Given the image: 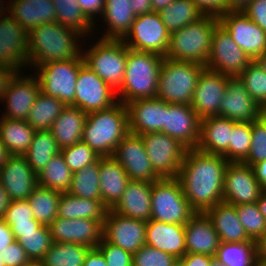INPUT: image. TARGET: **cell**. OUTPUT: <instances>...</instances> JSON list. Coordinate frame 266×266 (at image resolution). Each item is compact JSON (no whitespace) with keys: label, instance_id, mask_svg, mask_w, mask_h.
Instances as JSON below:
<instances>
[{"label":"cell","instance_id":"cell-45","mask_svg":"<svg viewBox=\"0 0 266 266\" xmlns=\"http://www.w3.org/2000/svg\"><path fill=\"white\" fill-rule=\"evenodd\" d=\"M73 172L65 163L61 153L56 154L37 174L38 184L51 190L68 192Z\"/></svg>","mask_w":266,"mask_h":266},{"label":"cell","instance_id":"cell-8","mask_svg":"<svg viewBox=\"0 0 266 266\" xmlns=\"http://www.w3.org/2000/svg\"><path fill=\"white\" fill-rule=\"evenodd\" d=\"M195 213L177 178H161L153 182L151 220L185 225Z\"/></svg>","mask_w":266,"mask_h":266},{"label":"cell","instance_id":"cell-41","mask_svg":"<svg viewBox=\"0 0 266 266\" xmlns=\"http://www.w3.org/2000/svg\"><path fill=\"white\" fill-rule=\"evenodd\" d=\"M159 15L170 33L204 17L192 0H175L162 9Z\"/></svg>","mask_w":266,"mask_h":266},{"label":"cell","instance_id":"cell-5","mask_svg":"<svg viewBox=\"0 0 266 266\" xmlns=\"http://www.w3.org/2000/svg\"><path fill=\"white\" fill-rule=\"evenodd\" d=\"M218 24V17L204 16L170 33L165 57L174 61L195 62L205 66L211 52L212 35Z\"/></svg>","mask_w":266,"mask_h":266},{"label":"cell","instance_id":"cell-51","mask_svg":"<svg viewBox=\"0 0 266 266\" xmlns=\"http://www.w3.org/2000/svg\"><path fill=\"white\" fill-rule=\"evenodd\" d=\"M266 160V112L252 122L251 146L243 163L253 166Z\"/></svg>","mask_w":266,"mask_h":266},{"label":"cell","instance_id":"cell-16","mask_svg":"<svg viewBox=\"0 0 266 266\" xmlns=\"http://www.w3.org/2000/svg\"><path fill=\"white\" fill-rule=\"evenodd\" d=\"M113 157L130 180L155 182L161 177L154 171L140 135L128 133L117 145Z\"/></svg>","mask_w":266,"mask_h":266},{"label":"cell","instance_id":"cell-47","mask_svg":"<svg viewBox=\"0 0 266 266\" xmlns=\"http://www.w3.org/2000/svg\"><path fill=\"white\" fill-rule=\"evenodd\" d=\"M250 96L266 112V72L253 60L238 76Z\"/></svg>","mask_w":266,"mask_h":266},{"label":"cell","instance_id":"cell-38","mask_svg":"<svg viewBox=\"0 0 266 266\" xmlns=\"http://www.w3.org/2000/svg\"><path fill=\"white\" fill-rule=\"evenodd\" d=\"M215 258L224 266H262L255 241L244 243L221 242Z\"/></svg>","mask_w":266,"mask_h":266},{"label":"cell","instance_id":"cell-57","mask_svg":"<svg viewBox=\"0 0 266 266\" xmlns=\"http://www.w3.org/2000/svg\"><path fill=\"white\" fill-rule=\"evenodd\" d=\"M242 12L266 32V0H253Z\"/></svg>","mask_w":266,"mask_h":266},{"label":"cell","instance_id":"cell-22","mask_svg":"<svg viewBox=\"0 0 266 266\" xmlns=\"http://www.w3.org/2000/svg\"><path fill=\"white\" fill-rule=\"evenodd\" d=\"M48 228L53 242L77 243L97 248L102 239L103 225L98 220L57 216Z\"/></svg>","mask_w":266,"mask_h":266},{"label":"cell","instance_id":"cell-70","mask_svg":"<svg viewBox=\"0 0 266 266\" xmlns=\"http://www.w3.org/2000/svg\"><path fill=\"white\" fill-rule=\"evenodd\" d=\"M259 211L265 217L266 220V194L263 192L259 199L256 201Z\"/></svg>","mask_w":266,"mask_h":266},{"label":"cell","instance_id":"cell-60","mask_svg":"<svg viewBox=\"0 0 266 266\" xmlns=\"http://www.w3.org/2000/svg\"><path fill=\"white\" fill-rule=\"evenodd\" d=\"M15 240L10 226L0 218V254L1 251L7 248Z\"/></svg>","mask_w":266,"mask_h":266},{"label":"cell","instance_id":"cell-75","mask_svg":"<svg viewBox=\"0 0 266 266\" xmlns=\"http://www.w3.org/2000/svg\"><path fill=\"white\" fill-rule=\"evenodd\" d=\"M210 266H224L215 257L211 260Z\"/></svg>","mask_w":266,"mask_h":266},{"label":"cell","instance_id":"cell-6","mask_svg":"<svg viewBox=\"0 0 266 266\" xmlns=\"http://www.w3.org/2000/svg\"><path fill=\"white\" fill-rule=\"evenodd\" d=\"M204 65L163 58L158 76L157 96L170 104L191 105Z\"/></svg>","mask_w":266,"mask_h":266},{"label":"cell","instance_id":"cell-77","mask_svg":"<svg viewBox=\"0 0 266 266\" xmlns=\"http://www.w3.org/2000/svg\"><path fill=\"white\" fill-rule=\"evenodd\" d=\"M174 266H183L179 261Z\"/></svg>","mask_w":266,"mask_h":266},{"label":"cell","instance_id":"cell-1","mask_svg":"<svg viewBox=\"0 0 266 266\" xmlns=\"http://www.w3.org/2000/svg\"><path fill=\"white\" fill-rule=\"evenodd\" d=\"M228 164L222 155L186 150L177 179L195 212L205 213L223 201L224 173Z\"/></svg>","mask_w":266,"mask_h":266},{"label":"cell","instance_id":"cell-52","mask_svg":"<svg viewBox=\"0 0 266 266\" xmlns=\"http://www.w3.org/2000/svg\"><path fill=\"white\" fill-rule=\"evenodd\" d=\"M175 256L145 244L133 254V266H174Z\"/></svg>","mask_w":266,"mask_h":266},{"label":"cell","instance_id":"cell-17","mask_svg":"<svg viewBox=\"0 0 266 266\" xmlns=\"http://www.w3.org/2000/svg\"><path fill=\"white\" fill-rule=\"evenodd\" d=\"M29 32L11 15L0 17V65L16 72L28 66Z\"/></svg>","mask_w":266,"mask_h":266},{"label":"cell","instance_id":"cell-4","mask_svg":"<svg viewBox=\"0 0 266 266\" xmlns=\"http://www.w3.org/2000/svg\"><path fill=\"white\" fill-rule=\"evenodd\" d=\"M163 58L159 54L127 47L124 80L116 91L118 102L126 104L137 99L155 98Z\"/></svg>","mask_w":266,"mask_h":266},{"label":"cell","instance_id":"cell-19","mask_svg":"<svg viewBox=\"0 0 266 266\" xmlns=\"http://www.w3.org/2000/svg\"><path fill=\"white\" fill-rule=\"evenodd\" d=\"M200 122L191 105L165 102L164 129L161 132L173 137L186 149H196L200 138Z\"/></svg>","mask_w":266,"mask_h":266},{"label":"cell","instance_id":"cell-10","mask_svg":"<svg viewBox=\"0 0 266 266\" xmlns=\"http://www.w3.org/2000/svg\"><path fill=\"white\" fill-rule=\"evenodd\" d=\"M169 40L170 32L157 12L136 16L130 31L122 39L129 49L163 57L168 50Z\"/></svg>","mask_w":266,"mask_h":266},{"label":"cell","instance_id":"cell-72","mask_svg":"<svg viewBox=\"0 0 266 266\" xmlns=\"http://www.w3.org/2000/svg\"><path fill=\"white\" fill-rule=\"evenodd\" d=\"M266 72V50L255 60Z\"/></svg>","mask_w":266,"mask_h":266},{"label":"cell","instance_id":"cell-66","mask_svg":"<svg viewBox=\"0 0 266 266\" xmlns=\"http://www.w3.org/2000/svg\"><path fill=\"white\" fill-rule=\"evenodd\" d=\"M10 198L0 183V218L4 217L5 211L9 207Z\"/></svg>","mask_w":266,"mask_h":266},{"label":"cell","instance_id":"cell-73","mask_svg":"<svg viewBox=\"0 0 266 266\" xmlns=\"http://www.w3.org/2000/svg\"><path fill=\"white\" fill-rule=\"evenodd\" d=\"M25 266H45L41 260H30Z\"/></svg>","mask_w":266,"mask_h":266},{"label":"cell","instance_id":"cell-25","mask_svg":"<svg viewBox=\"0 0 266 266\" xmlns=\"http://www.w3.org/2000/svg\"><path fill=\"white\" fill-rule=\"evenodd\" d=\"M129 133L141 135L164 129L165 101L155 98L137 99L125 104Z\"/></svg>","mask_w":266,"mask_h":266},{"label":"cell","instance_id":"cell-64","mask_svg":"<svg viewBox=\"0 0 266 266\" xmlns=\"http://www.w3.org/2000/svg\"><path fill=\"white\" fill-rule=\"evenodd\" d=\"M131 10L135 15H143L152 12V0H131Z\"/></svg>","mask_w":266,"mask_h":266},{"label":"cell","instance_id":"cell-36","mask_svg":"<svg viewBox=\"0 0 266 266\" xmlns=\"http://www.w3.org/2000/svg\"><path fill=\"white\" fill-rule=\"evenodd\" d=\"M36 130L26 120L0 119V140L10 155H24L31 145Z\"/></svg>","mask_w":266,"mask_h":266},{"label":"cell","instance_id":"cell-13","mask_svg":"<svg viewBox=\"0 0 266 266\" xmlns=\"http://www.w3.org/2000/svg\"><path fill=\"white\" fill-rule=\"evenodd\" d=\"M116 103H118L116 90L83 62L78 72L72 106L89 114L109 109Z\"/></svg>","mask_w":266,"mask_h":266},{"label":"cell","instance_id":"cell-26","mask_svg":"<svg viewBox=\"0 0 266 266\" xmlns=\"http://www.w3.org/2000/svg\"><path fill=\"white\" fill-rule=\"evenodd\" d=\"M187 253L216 256L221 241L206 213L196 212L184 225Z\"/></svg>","mask_w":266,"mask_h":266},{"label":"cell","instance_id":"cell-74","mask_svg":"<svg viewBox=\"0 0 266 266\" xmlns=\"http://www.w3.org/2000/svg\"><path fill=\"white\" fill-rule=\"evenodd\" d=\"M2 2H3V1L0 0V17L3 16V14H4V15L6 14V13H4V12L7 11L6 8H8L7 13H9V5L6 4L7 7H5V6H3L4 4H2ZM3 11H4V12H3Z\"/></svg>","mask_w":266,"mask_h":266},{"label":"cell","instance_id":"cell-3","mask_svg":"<svg viewBox=\"0 0 266 266\" xmlns=\"http://www.w3.org/2000/svg\"><path fill=\"white\" fill-rule=\"evenodd\" d=\"M128 133L127 107L118 102L109 109L87 114L82 141L100 157H109Z\"/></svg>","mask_w":266,"mask_h":266},{"label":"cell","instance_id":"cell-55","mask_svg":"<svg viewBox=\"0 0 266 266\" xmlns=\"http://www.w3.org/2000/svg\"><path fill=\"white\" fill-rule=\"evenodd\" d=\"M1 254L6 266H25L30 261L25 250L16 240L3 249Z\"/></svg>","mask_w":266,"mask_h":266},{"label":"cell","instance_id":"cell-43","mask_svg":"<svg viewBox=\"0 0 266 266\" xmlns=\"http://www.w3.org/2000/svg\"><path fill=\"white\" fill-rule=\"evenodd\" d=\"M52 2L56 8L57 23L76 30L84 38L92 34L91 29H94L95 25L86 17L78 0H52Z\"/></svg>","mask_w":266,"mask_h":266},{"label":"cell","instance_id":"cell-56","mask_svg":"<svg viewBox=\"0 0 266 266\" xmlns=\"http://www.w3.org/2000/svg\"><path fill=\"white\" fill-rule=\"evenodd\" d=\"M204 16L220 18L228 12L227 0H192Z\"/></svg>","mask_w":266,"mask_h":266},{"label":"cell","instance_id":"cell-58","mask_svg":"<svg viewBox=\"0 0 266 266\" xmlns=\"http://www.w3.org/2000/svg\"><path fill=\"white\" fill-rule=\"evenodd\" d=\"M78 2L86 17L93 24L96 15L97 14L102 15L103 13L105 0H78Z\"/></svg>","mask_w":266,"mask_h":266},{"label":"cell","instance_id":"cell-9","mask_svg":"<svg viewBox=\"0 0 266 266\" xmlns=\"http://www.w3.org/2000/svg\"><path fill=\"white\" fill-rule=\"evenodd\" d=\"M84 62L82 53L66 61L47 62L34 70L40 83V91L56 97L65 105L74 103L76 80L81 64ZM38 73V74H37Z\"/></svg>","mask_w":266,"mask_h":266},{"label":"cell","instance_id":"cell-53","mask_svg":"<svg viewBox=\"0 0 266 266\" xmlns=\"http://www.w3.org/2000/svg\"><path fill=\"white\" fill-rule=\"evenodd\" d=\"M97 248L103 254L108 266H133V255L130 252L107 242L103 237Z\"/></svg>","mask_w":266,"mask_h":266},{"label":"cell","instance_id":"cell-40","mask_svg":"<svg viewBox=\"0 0 266 266\" xmlns=\"http://www.w3.org/2000/svg\"><path fill=\"white\" fill-rule=\"evenodd\" d=\"M61 192L37 185L27 198L33 216L41 225L49 226L58 216Z\"/></svg>","mask_w":266,"mask_h":266},{"label":"cell","instance_id":"cell-76","mask_svg":"<svg viewBox=\"0 0 266 266\" xmlns=\"http://www.w3.org/2000/svg\"><path fill=\"white\" fill-rule=\"evenodd\" d=\"M0 266H6L3 260V255L0 254Z\"/></svg>","mask_w":266,"mask_h":266},{"label":"cell","instance_id":"cell-48","mask_svg":"<svg viewBox=\"0 0 266 266\" xmlns=\"http://www.w3.org/2000/svg\"><path fill=\"white\" fill-rule=\"evenodd\" d=\"M236 211L247 235L258 244L266 234V220L257 203L237 205Z\"/></svg>","mask_w":266,"mask_h":266},{"label":"cell","instance_id":"cell-35","mask_svg":"<svg viewBox=\"0 0 266 266\" xmlns=\"http://www.w3.org/2000/svg\"><path fill=\"white\" fill-rule=\"evenodd\" d=\"M108 210L102 201L76 197L68 192H62L60 194L58 217L98 220L103 225Z\"/></svg>","mask_w":266,"mask_h":266},{"label":"cell","instance_id":"cell-24","mask_svg":"<svg viewBox=\"0 0 266 266\" xmlns=\"http://www.w3.org/2000/svg\"><path fill=\"white\" fill-rule=\"evenodd\" d=\"M0 183L11 201L24 200L38 185V176L24 155H10L0 167Z\"/></svg>","mask_w":266,"mask_h":266},{"label":"cell","instance_id":"cell-11","mask_svg":"<svg viewBox=\"0 0 266 266\" xmlns=\"http://www.w3.org/2000/svg\"><path fill=\"white\" fill-rule=\"evenodd\" d=\"M252 61L219 23L212 35L211 52L205 68L225 76L238 77Z\"/></svg>","mask_w":266,"mask_h":266},{"label":"cell","instance_id":"cell-71","mask_svg":"<svg viewBox=\"0 0 266 266\" xmlns=\"http://www.w3.org/2000/svg\"><path fill=\"white\" fill-rule=\"evenodd\" d=\"M9 156H10V154H9L7 148L5 147V145L0 140V167L6 162V160L8 159Z\"/></svg>","mask_w":266,"mask_h":266},{"label":"cell","instance_id":"cell-59","mask_svg":"<svg viewBox=\"0 0 266 266\" xmlns=\"http://www.w3.org/2000/svg\"><path fill=\"white\" fill-rule=\"evenodd\" d=\"M213 258L214 257L211 255L186 253L183 257L179 258L178 261L183 266H210Z\"/></svg>","mask_w":266,"mask_h":266},{"label":"cell","instance_id":"cell-46","mask_svg":"<svg viewBox=\"0 0 266 266\" xmlns=\"http://www.w3.org/2000/svg\"><path fill=\"white\" fill-rule=\"evenodd\" d=\"M15 240L25 250L27 257L32 260H42L52 245V238L48 226L41 225L34 232L13 233Z\"/></svg>","mask_w":266,"mask_h":266},{"label":"cell","instance_id":"cell-68","mask_svg":"<svg viewBox=\"0 0 266 266\" xmlns=\"http://www.w3.org/2000/svg\"><path fill=\"white\" fill-rule=\"evenodd\" d=\"M257 245L260 264L266 266V234Z\"/></svg>","mask_w":266,"mask_h":266},{"label":"cell","instance_id":"cell-15","mask_svg":"<svg viewBox=\"0 0 266 266\" xmlns=\"http://www.w3.org/2000/svg\"><path fill=\"white\" fill-rule=\"evenodd\" d=\"M234 42L256 60L266 50V32L242 11H228L219 18Z\"/></svg>","mask_w":266,"mask_h":266},{"label":"cell","instance_id":"cell-7","mask_svg":"<svg viewBox=\"0 0 266 266\" xmlns=\"http://www.w3.org/2000/svg\"><path fill=\"white\" fill-rule=\"evenodd\" d=\"M84 51V63L117 91L124 80L127 59V46L122 39L99 38Z\"/></svg>","mask_w":266,"mask_h":266},{"label":"cell","instance_id":"cell-2","mask_svg":"<svg viewBox=\"0 0 266 266\" xmlns=\"http://www.w3.org/2000/svg\"><path fill=\"white\" fill-rule=\"evenodd\" d=\"M76 30L55 22L41 24L29 32L28 65L39 67L47 62L66 61L82 53ZM78 41V42H77Z\"/></svg>","mask_w":266,"mask_h":266},{"label":"cell","instance_id":"cell-29","mask_svg":"<svg viewBox=\"0 0 266 266\" xmlns=\"http://www.w3.org/2000/svg\"><path fill=\"white\" fill-rule=\"evenodd\" d=\"M145 244L179 259L187 253L184 225L150 219L146 225Z\"/></svg>","mask_w":266,"mask_h":266},{"label":"cell","instance_id":"cell-30","mask_svg":"<svg viewBox=\"0 0 266 266\" xmlns=\"http://www.w3.org/2000/svg\"><path fill=\"white\" fill-rule=\"evenodd\" d=\"M205 213L212 221L214 230L218 233L221 242L244 243L253 241L239 221L235 205L221 201Z\"/></svg>","mask_w":266,"mask_h":266},{"label":"cell","instance_id":"cell-33","mask_svg":"<svg viewBox=\"0 0 266 266\" xmlns=\"http://www.w3.org/2000/svg\"><path fill=\"white\" fill-rule=\"evenodd\" d=\"M87 114L80 108L66 105L54 121L50 132L62 149L82 141Z\"/></svg>","mask_w":266,"mask_h":266},{"label":"cell","instance_id":"cell-62","mask_svg":"<svg viewBox=\"0 0 266 266\" xmlns=\"http://www.w3.org/2000/svg\"><path fill=\"white\" fill-rule=\"evenodd\" d=\"M41 224L35 219H30V222L13 223L10 228L13 233H29L37 230Z\"/></svg>","mask_w":266,"mask_h":266},{"label":"cell","instance_id":"cell-32","mask_svg":"<svg viewBox=\"0 0 266 266\" xmlns=\"http://www.w3.org/2000/svg\"><path fill=\"white\" fill-rule=\"evenodd\" d=\"M9 0V14L28 32L56 21L52 0Z\"/></svg>","mask_w":266,"mask_h":266},{"label":"cell","instance_id":"cell-69","mask_svg":"<svg viewBox=\"0 0 266 266\" xmlns=\"http://www.w3.org/2000/svg\"><path fill=\"white\" fill-rule=\"evenodd\" d=\"M175 0H152V12L159 13L162 9L170 5Z\"/></svg>","mask_w":266,"mask_h":266},{"label":"cell","instance_id":"cell-31","mask_svg":"<svg viewBox=\"0 0 266 266\" xmlns=\"http://www.w3.org/2000/svg\"><path fill=\"white\" fill-rule=\"evenodd\" d=\"M99 176L101 199L110 210L121 199L130 178L113 156L100 157Z\"/></svg>","mask_w":266,"mask_h":266},{"label":"cell","instance_id":"cell-21","mask_svg":"<svg viewBox=\"0 0 266 266\" xmlns=\"http://www.w3.org/2000/svg\"><path fill=\"white\" fill-rule=\"evenodd\" d=\"M16 72L9 81L1 102H6L5 114L1 117L17 120H27L30 109L40 93V83L37 76H22ZM23 77V78H22Z\"/></svg>","mask_w":266,"mask_h":266},{"label":"cell","instance_id":"cell-42","mask_svg":"<svg viewBox=\"0 0 266 266\" xmlns=\"http://www.w3.org/2000/svg\"><path fill=\"white\" fill-rule=\"evenodd\" d=\"M99 168L100 158L96 162L75 171L68 193L84 199L102 201Z\"/></svg>","mask_w":266,"mask_h":266},{"label":"cell","instance_id":"cell-65","mask_svg":"<svg viewBox=\"0 0 266 266\" xmlns=\"http://www.w3.org/2000/svg\"><path fill=\"white\" fill-rule=\"evenodd\" d=\"M252 168L254 170L255 178L263 188H266V160L254 164Z\"/></svg>","mask_w":266,"mask_h":266},{"label":"cell","instance_id":"cell-39","mask_svg":"<svg viewBox=\"0 0 266 266\" xmlns=\"http://www.w3.org/2000/svg\"><path fill=\"white\" fill-rule=\"evenodd\" d=\"M60 151L61 148L50 131H36L24 157L33 171L38 174Z\"/></svg>","mask_w":266,"mask_h":266},{"label":"cell","instance_id":"cell-44","mask_svg":"<svg viewBox=\"0 0 266 266\" xmlns=\"http://www.w3.org/2000/svg\"><path fill=\"white\" fill-rule=\"evenodd\" d=\"M90 249L77 243L52 242L41 261L45 266H83Z\"/></svg>","mask_w":266,"mask_h":266},{"label":"cell","instance_id":"cell-12","mask_svg":"<svg viewBox=\"0 0 266 266\" xmlns=\"http://www.w3.org/2000/svg\"><path fill=\"white\" fill-rule=\"evenodd\" d=\"M154 171L161 178H177L186 148L162 132L140 135Z\"/></svg>","mask_w":266,"mask_h":266},{"label":"cell","instance_id":"cell-14","mask_svg":"<svg viewBox=\"0 0 266 266\" xmlns=\"http://www.w3.org/2000/svg\"><path fill=\"white\" fill-rule=\"evenodd\" d=\"M263 187L255 178L252 166L243 162H229L224 173L223 201L235 206L255 203Z\"/></svg>","mask_w":266,"mask_h":266},{"label":"cell","instance_id":"cell-20","mask_svg":"<svg viewBox=\"0 0 266 266\" xmlns=\"http://www.w3.org/2000/svg\"><path fill=\"white\" fill-rule=\"evenodd\" d=\"M265 113L250 96L239 77H229L226 92L220 102V117L234 122L252 123Z\"/></svg>","mask_w":266,"mask_h":266},{"label":"cell","instance_id":"cell-54","mask_svg":"<svg viewBox=\"0 0 266 266\" xmlns=\"http://www.w3.org/2000/svg\"><path fill=\"white\" fill-rule=\"evenodd\" d=\"M9 226L13 223L30 222L34 219L33 211L29 206L28 200L10 201L9 207L2 218Z\"/></svg>","mask_w":266,"mask_h":266},{"label":"cell","instance_id":"cell-50","mask_svg":"<svg viewBox=\"0 0 266 266\" xmlns=\"http://www.w3.org/2000/svg\"><path fill=\"white\" fill-rule=\"evenodd\" d=\"M60 153L73 173L96 162L100 158V156L83 141L62 148Z\"/></svg>","mask_w":266,"mask_h":266},{"label":"cell","instance_id":"cell-27","mask_svg":"<svg viewBox=\"0 0 266 266\" xmlns=\"http://www.w3.org/2000/svg\"><path fill=\"white\" fill-rule=\"evenodd\" d=\"M233 121L220 116L206 117L200 122V138L196 149L222 155L229 162V142Z\"/></svg>","mask_w":266,"mask_h":266},{"label":"cell","instance_id":"cell-23","mask_svg":"<svg viewBox=\"0 0 266 266\" xmlns=\"http://www.w3.org/2000/svg\"><path fill=\"white\" fill-rule=\"evenodd\" d=\"M229 76L204 69L197 81L192 109L202 120L206 117L218 116L222 98L226 92Z\"/></svg>","mask_w":266,"mask_h":266},{"label":"cell","instance_id":"cell-37","mask_svg":"<svg viewBox=\"0 0 266 266\" xmlns=\"http://www.w3.org/2000/svg\"><path fill=\"white\" fill-rule=\"evenodd\" d=\"M65 106L56 97L40 91L26 121L36 131H50L54 121Z\"/></svg>","mask_w":266,"mask_h":266},{"label":"cell","instance_id":"cell-18","mask_svg":"<svg viewBox=\"0 0 266 266\" xmlns=\"http://www.w3.org/2000/svg\"><path fill=\"white\" fill-rule=\"evenodd\" d=\"M146 225L144 220L125 217L110 209L103 221L102 237L133 255L145 245Z\"/></svg>","mask_w":266,"mask_h":266},{"label":"cell","instance_id":"cell-63","mask_svg":"<svg viewBox=\"0 0 266 266\" xmlns=\"http://www.w3.org/2000/svg\"><path fill=\"white\" fill-rule=\"evenodd\" d=\"M15 73V70L7 66L0 65V100H2L7 85Z\"/></svg>","mask_w":266,"mask_h":266},{"label":"cell","instance_id":"cell-67","mask_svg":"<svg viewBox=\"0 0 266 266\" xmlns=\"http://www.w3.org/2000/svg\"><path fill=\"white\" fill-rule=\"evenodd\" d=\"M228 11H243L253 0H227Z\"/></svg>","mask_w":266,"mask_h":266},{"label":"cell","instance_id":"cell-49","mask_svg":"<svg viewBox=\"0 0 266 266\" xmlns=\"http://www.w3.org/2000/svg\"><path fill=\"white\" fill-rule=\"evenodd\" d=\"M252 123L234 122L229 142V162H243L250 151Z\"/></svg>","mask_w":266,"mask_h":266},{"label":"cell","instance_id":"cell-61","mask_svg":"<svg viewBox=\"0 0 266 266\" xmlns=\"http://www.w3.org/2000/svg\"><path fill=\"white\" fill-rule=\"evenodd\" d=\"M83 266H108L106 260L98 248H91L84 260Z\"/></svg>","mask_w":266,"mask_h":266},{"label":"cell","instance_id":"cell-34","mask_svg":"<svg viewBox=\"0 0 266 266\" xmlns=\"http://www.w3.org/2000/svg\"><path fill=\"white\" fill-rule=\"evenodd\" d=\"M108 29L103 39H123L130 31L136 15L131 10V0H105L102 13Z\"/></svg>","mask_w":266,"mask_h":266},{"label":"cell","instance_id":"cell-28","mask_svg":"<svg viewBox=\"0 0 266 266\" xmlns=\"http://www.w3.org/2000/svg\"><path fill=\"white\" fill-rule=\"evenodd\" d=\"M153 182L130 180L121 199L111 209L125 217L149 221Z\"/></svg>","mask_w":266,"mask_h":266}]
</instances>
